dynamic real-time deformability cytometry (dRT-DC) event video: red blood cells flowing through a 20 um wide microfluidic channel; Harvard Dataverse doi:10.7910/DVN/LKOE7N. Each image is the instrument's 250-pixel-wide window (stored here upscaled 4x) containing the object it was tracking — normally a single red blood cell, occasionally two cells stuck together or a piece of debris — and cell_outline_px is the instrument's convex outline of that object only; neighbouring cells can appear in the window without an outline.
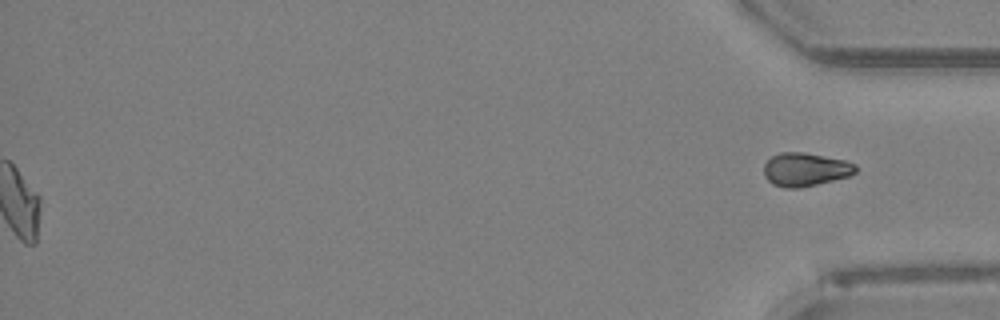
{"species": "Egyptian fruit bat (a non-hibernating species)", "species_latin": "Rousettus aegyptiacus", "temperature_condition": "room temperature", "stored_images_in_passage": 51, "segment_of_instrument_passage": [2, 2], "camera_frame_rate_fps": 3000, "um_per_image_px": 0.085, "animal": {"sex": "female"}, "frame": {"image": 1, "passage_image": 51, "time_ms": 16.667, "image_size_px": [1000, 320], "cell_outline_px": [[856, 172], [848, 176], [800, 188], [784, 188], [772, 184], [764, 176], [764, 164], [772, 156], [780, 152], [804, 152], [844, 160], [856, 164]], "centroid_in_image_um": [68.42, 14.4], "position_along_channel_um": 366.8, "area_um2": 17.8}}